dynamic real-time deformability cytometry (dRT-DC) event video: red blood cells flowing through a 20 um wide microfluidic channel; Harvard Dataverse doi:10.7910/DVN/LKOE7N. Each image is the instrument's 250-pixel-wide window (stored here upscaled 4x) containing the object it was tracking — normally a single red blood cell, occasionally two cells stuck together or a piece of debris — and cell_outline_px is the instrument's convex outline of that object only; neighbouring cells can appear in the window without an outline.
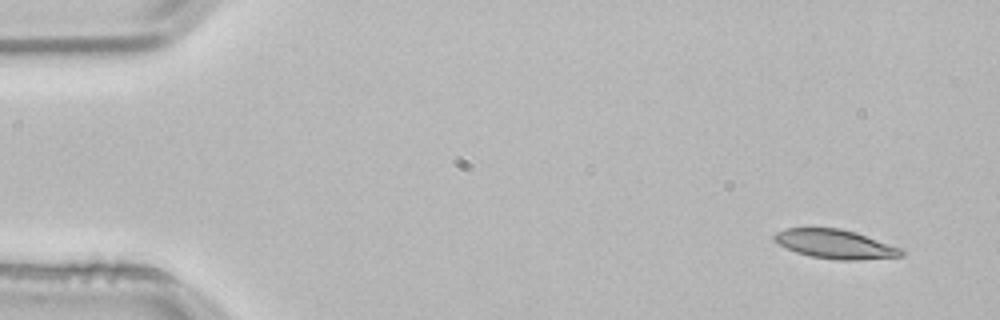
{"species": "common noctule bat (a hibernating species)", "species_latin": "Nyctalus noctula", "temperature_condition": "room temperature", "stored_images_in_passage": 3, "camera_frame_rate_fps": 3000, "um_per_image_px": 0.085, "animal": {"sex": "male", "body_mass_g": 21.5, "forearm_length_mm": 52.0}, "frame": {"image": 1, "passage_image": 1, "time_ms": 0.0, "image_size_px": [1000, 320], "cell_outline_px": [[904, 256], [860, 260], [840, 260], [812, 256], [796, 252], [780, 244], [772, 236], [776, 232], [784, 228], [840, 228], [856, 232], [904, 248]], "centroid_in_image_um": [71.07, 20.74], "position_along_channel_um": 13.9, "area_um2": 21.56}}